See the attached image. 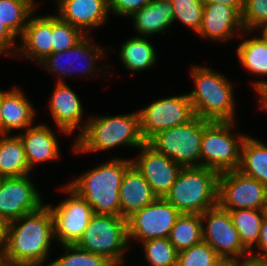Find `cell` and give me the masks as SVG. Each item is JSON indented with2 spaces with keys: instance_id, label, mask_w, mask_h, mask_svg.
Listing matches in <instances>:
<instances>
[{
  "instance_id": "6da1fadb",
  "label": "cell",
  "mask_w": 267,
  "mask_h": 266,
  "mask_svg": "<svg viewBox=\"0 0 267 266\" xmlns=\"http://www.w3.org/2000/svg\"><path fill=\"white\" fill-rule=\"evenodd\" d=\"M54 221L48 203L38 210L11 221L6 226L1 261L7 264L43 266L51 254Z\"/></svg>"
},
{
  "instance_id": "7a4b0ae2",
  "label": "cell",
  "mask_w": 267,
  "mask_h": 266,
  "mask_svg": "<svg viewBox=\"0 0 267 266\" xmlns=\"http://www.w3.org/2000/svg\"><path fill=\"white\" fill-rule=\"evenodd\" d=\"M95 115L87 117L84 130L75 138L74 154L108 152L122 146L138 150L146 143L140 130L138 110L115 116Z\"/></svg>"
},
{
  "instance_id": "3957f363",
  "label": "cell",
  "mask_w": 267,
  "mask_h": 266,
  "mask_svg": "<svg viewBox=\"0 0 267 266\" xmlns=\"http://www.w3.org/2000/svg\"><path fill=\"white\" fill-rule=\"evenodd\" d=\"M131 158L115 157L69 181L67 185L93 208L94 214L120 216L119 189Z\"/></svg>"
},
{
  "instance_id": "277c9868",
  "label": "cell",
  "mask_w": 267,
  "mask_h": 266,
  "mask_svg": "<svg viewBox=\"0 0 267 266\" xmlns=\"http://www.w3.org/2000/svg\"><path fill=\"white\" fill-rule=\"evenodd\" d=\"M194 89L187 93L194 114L208 121H237L233 83L208 65L190 67Z\"/></svg>"
},
{
  "instance_id": "5b68a950",
  "label": "cell",
  "mask_w": 267,
  "mask_h": 266,
  "mask_svg": "<svg viewBox=\"0 0 267 266\" xmlns=\"http://www.w3.org/2000/svg\"><path fill=\"white\" fill-rule=\"evenodd\" d=\"M219 175L205 167L182 168L164 198L180 213L202 214L217 206Z\"/></svg>"
},
{
  "instance_id": "8992f818",
  "label": "cell",
  "mask_w": 267,
  "mask_h": 266,
  "mask_svg": "<svg viewBox=\"0 0 267 266\" xmlns=\"http://www.w3.org/2000/svg\"><path fill=\"white\" fill-rule=\"evenodd\" d=\"M238 126L237 121H210L204 127L200 144L201 167L218 173L238 169L241 147L247 137L238 131Z\"/></svg>"
},
{
  "instance_id": "52a82bcc",
  "label": "cell",
  "mask_w": 267,
  "mask_h": 266,
  "mask_svg": "<svg viewBox=\"0 0 267 266\" xmlns=\"http://www.w3.org/2000/svg\"><path fill=\"white\" fill-rule=\"evenodd\" d=\"M106 52V48L93 42L91 35H86L71 49L52 53L38 65L46 68L50 75L56 76L58 79L56 82H66V77L71 78L74 76L73 78H77V76L81 77V75L87 77V79L90 77L95 78L98 72L103 71L104 76L113 72L111 66L108 63L106 64L105 61L103 62L105 64H102L105 66H102V68L97 66L101 59L103 60L104 58L105 60L108 57Z\"/></svg>"
},
{
  "instance_id": "ba28073f",
  "label": "cell",
  "mask_w": 267,
  "mask_h": 266,
  "mask_svg": "<svg viewBox=\"0 0 267 266\" xmlns=\"http://www.w3.org/2000/svg\"><path fill=\"white\" fill-rule=\"evenodd\" d=\"M76 245L87 252L105 256L123 265L129 251L127 219L117 215L94 214Z\"/></svg>"
},
{
  "instance_id": "9c48e42d",
  "label": "cell",
  "mask_w": 267,
  "mask_h": 266,
  "mask_svg": "<svg viewBox=\"0 0 267 266\" xmlns=\"http://www.w3.org/2000/svg\"><path fill=\"white\" fill-rule=\"evenodd\" d=\"M209 122L195 115L184 124L158 132L147 143L183 168L201 167V138Z\"/></svg>"
},
{
  "instance_id": "30bf717a",
  "label": "cell",
  "mask_w": 267,
  "mask_h": 266,
  "mask_svg": "<svg viewBox=\"0 0 267 266\" xmlns=\"http://www.w3.org/2000/svg\"><path fill=\"white\" fill-rule=\"evenodd\" d=\"M65 185V186H64ZM59 187L60 192L68 195L57 205L48 204L54 221L55 243L76 244L82 237L92 216L93 208L67 184Z\"/></svg>"
},
{
  "instance_id": "8fae6325",
  "label": "cell",
  "mask_w": 267,
  "mask_h": 266,
  "mask_svg": "<svg viewBox=\"0 0 267 266\" xmlns=\"http://www.w3.org/2000/svg\"><path fill=\"white\" fill-rule=\"evenodd\" d=\"M142 137L148 142L158 132L190 121L194 116L187 93L152 101L138 110Z\"/></svg>"
},
{
  "instance_id": "7c38bea8",
  "label": "cell",
  "mask_w": 267,
  "mask_h": 266,
  "mask_svg": "<svg viewBox=\"0 0 267 266\" xmlns=\"http://www.w3.org/2000/svg\"><path fill=\"white\" fill-rule=\"evenodd\" d=\"M224 210H264L267 187L239 170L222 172L218 182V203Z\"/></svg>"
},
{
  "instance_id": "4fadbf2b",
  "label": "cell",
  "mask_w": 267,
  "mask_h": 266,
  "mask_svg": "<svg viewBox=\"0 0 267 266\" xmlns=\"http://www.w3.org/2000/svg\"><path fill=\"white\" fill-rule=\"evenodd\" d=\"M200 216L203 241L207 242L220 258L239 261L250 256V252L241 243L227 210L217 205Z\"/></svg>"
},
{
  "instance_id": "5bb4252c",
  "label": "cell",
  "mask_w": 267,
  "mask_h": 266,
  "mask_svg": "<svg viewBox=\"0 0 267 266\" xmlns=\"http://www.w3.org/2000/svg\"><path fill=\"white\" fill-rule=\"evenodd\" d=\"M181 213L164 197H158L146 207L127 217L128 241L144 242L168 238Z\"/></svg>"
},
{
  "instance_id": "9a60e30c",
  "label": "cell",
  "mask_w": 267,
  "mask_h": 266,
  "mask_svg": "<svg viewBox=\"0 0 267 266\" xmlns=\"http://www.w3.org/2000/svg\"><path fill=\"white\" fill-rule=\"evenodd\" d=\"M29 174L22 177L0 178V218L8 224L38 210L45 204ZM42 199V200H41Z\"/></svg>"
},
{
  "instance_id": "2e32d148",
  "label": "cell",
  "mask_w": 267,
  "mask_h": 266,
  "mask_svg": "<svg viewBox=\"0 0 267 266\" xmlns=\"http://www.w3.org/2000/svg\"><path fill=\"white\" fill-rule=\"evenodd\" d=\"M131 162L145 177L157 197H165L183 168L147 142L139 147V154L131 158Z\"/></svg>"
},
{
  "instance_id": "e0dca14e",
  "label": "cell",
  "mask_w": 267,
  "mask_h": 266,
  "mask_svg": "<svg viewBox=\"0 0 267 266\" xmlns=\"http://www.w3.org/2000/svg\"><path fill=\"white\" fill-rule=\"evenodd\" d=\"M53 90L48 100L53 122L59 132L67 136H71L78 129L79 133L75 136L77 137L87 122V119L82 120L84 118L82 101L66 82H56Z\"/></svg>"
},
{
  "instance_id": "ac0fdd59",
  "label": "cell",
  "mask_w": 267,
  "mask_h": 266,
  "mask_svg": "<svg viewBox=\"0 0 267 266\" xmlns=\"http://www.w3.org/2000/svg\"><path fill=\"white\" fill-rule=\"evenodd\" d=\"M243 32L242 15L234 7L220 2L204 5L202 25L197 34L201 39L225 42L237 39Z\"/></svg>"
},
{
  "instance_id": "d6986e66",
  "label": "cell",
  "mask_w": 267,
  "mask_h": 266,
  "mask_svg": "<svg viewBox=\"0 0 267 266\" xmlns=\"http://www.w3.org/2000/svg\"><path fill=\"white\" fill-rule=\"evenodd\" d=\"M56 14L85 35L103 27L110 16L108 0H56Z\"/></svg>"
},
{
  "instance_id": "ffe728a7",
  "label": "cell",
  "mask_w": 267,
  "mask_h": 266,
  "mask_svg": "<svg viewBox=\"0 0 267 266\" xmlns=\"http://www.w3.org/2000/svg\"><path fill=\"white\" fill-rule=\"evenodd\" d=\"M34 12L18 41L17 59L19 56L25 60L40 63L52 54V15H40Z\"/></svg>"
},
{
  "instance_id": "44dd1931",
  "label": "cell",
  "mask_w": 267,
  "mask_h": 266,
  "mask_svg": "<svg viewBox=\"0 0 267 266\" xmlns=\"http://www.w3.org/2000/svg\"><path fill=\"white\" fill-rule=\"evenodd\" d=\"M30 170L37 164L57 161L61 157L58 136L45 123L34 124L20 133Z\"/></svg>"
},
{
  "instance_id": "7402d4cb",
  "label": "cell",
  "mask_w": 267,
  "mask_h": 266,
  "mask_svg": "<svg viewBox=\"0 0 267 266\" xmlns=\"http://www.w3.org/2000/svg\"><path fill=\"white\" fill-rule=\"evenodd\" d=\"M20 88L14 85L8 90H2L3 134H16L13 132L15 130L20 133L34 125L37 110Z\"/></svg>"
},
{
  "instance_id": "603a6c76",
  "label": "cell",
  "mask_w": 267,
  "mask_h": 266,
  "mask_svg": "<svg viewBox=\"0 0 267 266\" xmlns=\"http://www.w3.org/2000/svg\"><path fill=\"white\" fill-rule=\"evenodd\" d=\"M119 196L120 216L124 218L141 210L158 198L145 177L133 164L123 174Z\"/></svg>"
},
{
  "instance_id": "cb8c5ba5",
  "label": "cell",
  "mask_w": 267,
  "mask_h": 266,
  "mask_svg": "<svg viewBox=\"0 0 267 266\" xmlns=\"http://www.w3.org/2000/svg\"><path fill=\"white\" fill-rule=\"evenodd\" d=\"M136 36L151 37L163 34L174 23L171 0H151L130 16ZM162 32V33H161Z\"/></svg>"
},
{
  "instance_id": "d4e9b609",
  "label": "cell",
  "mask_w": 267,
  "mask_h": 266,
  "mask_svg": "<svg viewBox=\"0 0 267 266\" xmlns=\"http://www.w3.org/2000/svg\"><path fill=\"white\" fill-rule=\"evenodd\" d=\"M245 33L249 34L251 31H244L239 37L242 41L235 48L238 61L242 68L256 76L267 77V43L261 36H253V38H245ZM244 36V37H243ZM245 38V39H243ZM253 86V91L258 87L267 84V80L258 79L250 81Z\"/></svg>"
},
{
  "instance_id": "484cf974",
  "label": "cell",
  "mask_w": 267,
  "mask_h": 266,
  "mask_svg": "<svg viewBox=\"0 0 267 266\" xmlns=\"http://www.w3.org/2000/svg\"><path fill=\"white\" fill-rule=\"evenodd\" d=\"M155 45L151 43V39L134 35L133 37L123 41L118 50L119 60L131 73L145 71L152 68L158 59Z\"/></svg>"
},
{
  "instance_id": "4316f807",
  "label": "cell",
  "mask_w": 267,
  "mask_h": 266,
  "mask_svg": "<svg viewBox=\"0 0 267 266\" xmlns=\"http://www.w3.org/2000/svg\"><path fill=\"white\" fill-rule=\"evenodd\" d=\"M33 174L29 168L23 142L18 134L0 135V178Z\"/></svg>"
},
{
  "instance_id": "83f0119b",
  "label": "cell",
  "mask_w": 267,
  "mask_h": 266,
  "mask_svg": "<svg viewBox=\"0 0 267 266\" xmlns=\"http://www.w3.org/2000/svg\"><path fill=\"white\" fill-rule=\"evenodd\" d=\"M237 170L267 187V144L247 134Z\"/></svg>"
},
{
  "instance_id": "f1b7e54d",
  "label": "cell",
  "mask_w": 267,
  "mask_h": 266,
  "mask_svg": "<svg viewBox=\"0 0 267 266\" xmlns=\"http://www.w3.org/2000/svg\"><path fill=\"white\" fill-rule=\"evenodd\" d=\"M227 211L239 233L241 243L250 252L258 243L261 225L265 217L264 210L238 209Z\"/></svg>"
},
{
  "instance_id": "f546056e",
  "label": "cell",
  "mask_w": 267,
  "mask_h": 266,
  "mask_svg": "<svg viewBox=\"0 0 267 266\" xmlns=\"http://www.w3.org/2000/svg\"><path fill=\"white\" fill-rule=\"evenodd\" d=\"M168 239L178 252L200 243L203 240L200 214L181 213Z\"/></svg>"
},
{
  "instance_id": "4dcf8cb0",
  "label": "cell",
  "mask_w": 267,
  "mask_h": 266,
  "mask_svg": "<svg viewBox=\"0 0 267 266\" xmlns=\"http://www.w3.org/2000/svg\"><path fill=\"white\" fill-rule=\"evenodd\" d=\"M34 11L19 0H0V22L19 39Z\"/></svg>"
},
{
  "instance_id": "1f68e13d",
  "label": "cell",
  "mask_w": 267,
  "mask_h": 266,
  "mask_svg": "<svg viewBox=\"0 0 267 266\" xmlns=\"http://www.w3.org/2000/svg\"><path fill=\"white\" fill-rule=\"evenodd\" d=\"M63 248L61 256L52 260V266H114L105 256L90 253L78 247L76 244L59 245Z\"/></svg>"
},
{
  "instance_id": "d6a6232c",
  "label": "cell",
  "mask_w": 267,
  "mask_h": 266,
  "mask_svg": "<svg viewBox=\"0 0 267 266\" xmlns=\"http://www.w3.org/2000/svg\"><path fill=\"white\" fill-rule=\"evenodd\" d=\"M141 246L148 266H177L178 251L168 238L149 239Z\"/></svg>"
},
{
  "instance_id": "836d02e7",
  "label": "cell",
  "mask_w": 267,
  "mask_h": 266,
  "mask_svg": "<svg viewBox=\"0 0 267 266\" xmlns=\"http://www.w3.org/2000/svg\"><path fill=\"white\" fill-rule=\"evenodd\" d=\"M85 36L79 28L52 14V53L71 49Z\"/></svg>"
},
{
  "instance_id": "e575fe53",
  "label": "cell",
  "mask_w": 267,
  "mask_h": 266,
  "mask_svg": "<svg viewBox=\"0 0 267 266\" xmlns=\"http://www.w3.org/2000/svg\"><path fill=\"white\" fill-rule=\"evenodd\" d=\"M173 4L174 23L180 22L196 33L202 25L204 5L201 0H171Z\"/></svg>"
},
{
  "instance_id": "d590c367",
  "label": "cell",
  "mask_w": 267,
  "mask_h": 266,
  "mask_svg": "<svg viewBox=\"0 0 267 266\" xmlns=\"http://www.w3.org/2000/svg\"><path fill=\"white\" fill-rule=\"evenodd\" d=\"M220 257L205 241L178 252L177 266H212Z\"/></svg>"
},
{
  "instance_id": "8d00e7d4",
  "label": "cell",
  "mask_w": 267,
  "mask_h": 266,
  "mask_svg": "<svg viewBox=\"0 0 267 266\" xmlns=\"http://www.w3.org/2000/svg\"><path fill=\"white\" fill-rule=\"evenodd\" d=\"M265 23H267V0H246L242 13L244 31L254 33Z\"/></svg>"
},
{
  "instance_id": "74e56055",
  "label": "cell",
  "mask_w": 267,
  "mask_h": 266,
  "mask_svg": "<svg viewBox=\"0 0 267 266\" xmlns=\"http://www.w3.org/2000/svg\"><path fill=\"white\" fill-rule=\"evenodd\" d=\"M151 0H108V9L110 14H115L114 17L127 18L142 9Z\"/></svg>"
},
{
  "instance_id": "f35d334b",
  "label": "cell",
  "mask_w": 267,
  "mask_h": 266,
  "mask_svg": "<svg viewBox=\"0 0 267 266\" xmlns=\"http://www.w3.org/2000/svg\"><path fill=\"white\" fill-rule=\"evenodd\" d=\"M17 37L8 29V27L0 22V55L16 57L18 42ZM17 43V44H16Z\"/></svg>"
},
{
  "instance_id": "ab89813d",
  "label": "cell",
  "mask_w": 267,
  "mask_h": 266,
  "mask_svg": "<svg viewBox=\"0 0 267 266\" xmlns=\"http://www.w3.org/2000/svg\"><path fill=\"white\" fill-rule=\"evenodd\" d=\"M255 249H252L250 251V257H253L255 259H265L267 260V218L264 217L260 233H259V239L258 243L254 247Z\"/></svg>"
},
{
  "instance_id": "60d3db41",
  "label": "cell",
  "mask_w": 267,
  "mask_h": 266,
  "mask_svg": "<svg viewBox=\"0 0 267 266\" xmlns=\"http://www.w3.org/2000/svg\"><path fill=\"white\" fill-rule=\"evenodd\" d=\"M201 2L203 5H208L216 2L224 3L226 5L234 7L242 15L246 0H201Z\"/></svg>"
},
{
  "instance_id": "b9f144b4",
  "label": "cell",
  "mask_w": 267,
  "mask_h": 266,
  "mask_svg": "<svg viewBox=\"0 0 267 266\" xmlns=\"http://www.w3.org/2000/svg\"><path fill=\"white\" fill-rule=\"evenodd\" d=\"M255 94L257 95L259 101V109L267 112V84L258 87L255 90Z\"/></svg>"
},
{
  "instance_id": "7bdbcfd3",
  "label": "cell",
  "mask_w": 267,
  "mask_h": 266,
  "mask_svg": "<svg viewBox=\"0 0 267 266\" xmlns=\"http://www.w3.org/2000/svg\"><path fill=\"white\" fill-rule=\"evenodd\" d=\"M236 266H267V260L246 257L236 262Z\"/></svg>"
},
{
  "instance_id": "ee69618b",
  "label": "cell",
  "mask_w": 267,
  "mask_h": 266,
  "mask_svg": "<svg viewBox=\"0 0 267 266\" xmlns=\"http://www.w3.org/2000/svg\"><path fill=\"white\" fill-rule=\"evenodd\" d=\"M7 224L0 218V253L5 243Z\"/></svg>"
},
{
  "instance_id": "f6af8a7d",
  "label": "cell",
  "mask_w": 267,
  "mask_h": 266,
  "mask_svg": "<svg viewBox=\"0 0 267 266\" xmlns=\"http://www.w3.org/2000/svg\"><path fill=\"white\" fill-rule=\"evenodd\" d=\"M236 262L230 258H220L212 266H236Z\"/></svg>"
},
{
  "instance_id": "bcb514c9",
  "label": "cell",
  "mask_w": 267,
  "mask_h": 266,
  "mask_svg": "<svg viewBox=\"0 0 267 266\" xmlns=\"http://www.w3.org/2000/svg\"><path fill=\"white\" fill-rule=\"evenodd\" d=\"M22 3L26 4L29 8H31L34 12L38 10V2L36 0H19ZM37 6V7H36ZM37 9V10H36Z\"/></svg>"
},
{
  "instance_id": "7dc6e473",
  "label": "cell",
  "mask_w": 267,
  "mask_h": 266,
  "mask_svg": "<svg viewBox=\"0 0 267 266\" xmlns=\"http://www.w3.org/2000/svg\"><path fill=\"white\" fill-rule=\"evenodd\" d=\"M258 30L262 39L267 43V23L261 25L256 31Z\"/></svg>"
},
{
  "instance_id": "c3c4849f",
  "label": "cell",
  "mask_w": 267,
  "mask_h": 266,
  "mask_svg": "<svg viewBox=\"0 0 267 266\" xmlns=\"http://www.w3.org/2000/svg\"><path fill=\"white\" fill-rule=\"evenodd\" d=\"M2 90L0 88V135L3 134V121H2Z\"/></svg>"
},
{
  "instance_id": "681fc988",
  "label": "cell",
  "mask_w": 267,
  "mask_h": 266,
  "mask_svg": "<svg viewBox=\"0 0 267 266\" xmlns=\"http://www.w3.org/2000/svg\"><path fill=\"white\" fill-rule=\"evenodd\" d=\"M0 266H25V265L7 264V263L0 261Z\"/></svg>"
},
{
  "instance_id": "f907efd6",
  "label": "cell",
  "mask_w": 267,
  "mask_h": 266,
  "mask_svg": "<svg viewBox=\"0 0 267 266\" xmlns=\"http://www.w3.org/2000/svg\"><path fill=\"white\" fill-rule=\"evenodd\" d=\"M265 217L267 218V205L264 208Z\"/></svg>"
}]
</instances>
